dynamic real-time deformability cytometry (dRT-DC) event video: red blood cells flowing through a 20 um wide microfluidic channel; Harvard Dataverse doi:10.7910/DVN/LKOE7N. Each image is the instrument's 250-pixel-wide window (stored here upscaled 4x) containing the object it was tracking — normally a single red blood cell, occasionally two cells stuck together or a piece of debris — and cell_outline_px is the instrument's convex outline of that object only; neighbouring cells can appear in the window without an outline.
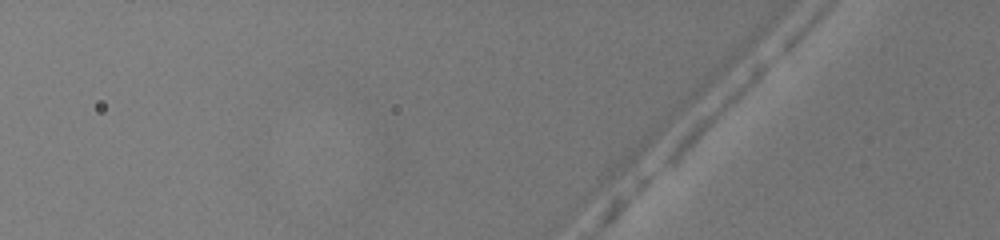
{"species": "common noctule bat (a hibernating species)", "species_latin": "Nyctalus noctula", "temperature_condition": "warm", "stored_images_in_passage": 3, "camera_frame_rate_fps": 3000, "um_per_image_px": 0.085, "animal": {"sex": "female", "body_mass_g": 19.5, "forearm_length_mm": 54.1}, "frame": {"image": 1, "passage_image": 3, "time_ms": 0.667, "image_size_px": [1000, 240], "cell_outline_px": [[772, 60], [708, 124], [644, 184], [636, 188], [636, 180], [676, 136], [760, 60], [772, 56]], "centroid_in_image_um": [59.58, 10.38], "position_along_channel_um": 66.2, "area_um2": 14.33}}